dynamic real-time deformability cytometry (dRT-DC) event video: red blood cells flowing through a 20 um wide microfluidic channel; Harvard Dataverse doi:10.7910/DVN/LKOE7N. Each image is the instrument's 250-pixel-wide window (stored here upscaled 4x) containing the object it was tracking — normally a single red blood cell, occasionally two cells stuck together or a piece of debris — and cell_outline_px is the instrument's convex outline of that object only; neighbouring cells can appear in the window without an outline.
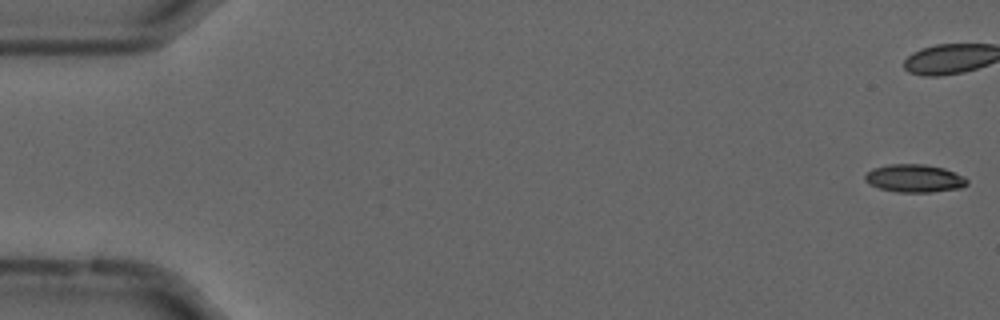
{"species": "common noctule bat (a hibernating species)", "species_latin": "Nyctalus noctula", "temperature_condition": "cold", "stored_images_in_passage": 56, "camera_frame_rate_fps": 3000, "um_per_image_px": 0.085, "animal": {"sex": "male", "forearm_length_mm": 52.5}, "frame": {"image": 1, "passage_image": 1, "time_ms": 0.0, "image_size_px": [1000, 320], "cell_outline_px": [[968, 184], [960, 188], [932, 192], [896, 192], [880, 188], [868, 184], [864, 180], [864, 176], [872, 168], [888, 164], [924, 164], [944, 168], [964, 176], [968, 180]], "centroid_in_image_um": [77.72, 15.16], "position_along_channel_um": 7.3, "area_um2": 16.7}, "authors_computed_cell_mechanics": {"area_um2": 16.5597, "velocity_mm_per_s": 3.6882, "shape_relaxation_time_tau1_ms": 10.0675, "shape_relaxation_time_tau2_ms": null, "deformation_change_tau1": 0.2028, "deformation_change_tau2": null}}